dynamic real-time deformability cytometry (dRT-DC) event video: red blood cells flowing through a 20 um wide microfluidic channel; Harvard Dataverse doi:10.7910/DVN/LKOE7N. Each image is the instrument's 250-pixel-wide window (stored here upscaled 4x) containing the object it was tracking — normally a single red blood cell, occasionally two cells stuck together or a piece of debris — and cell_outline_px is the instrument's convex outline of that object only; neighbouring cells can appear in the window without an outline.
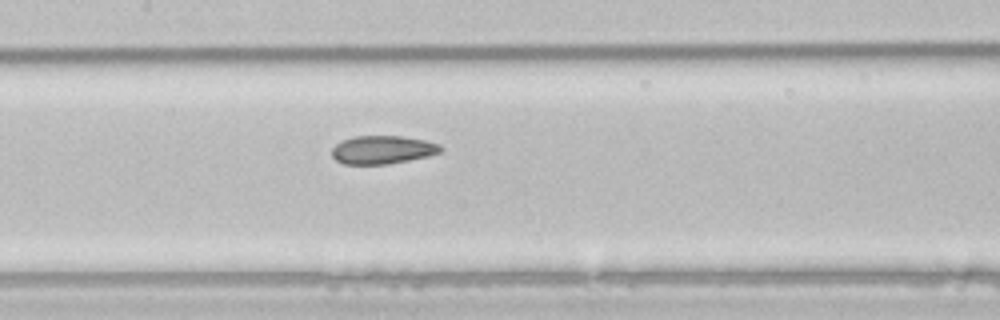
{"species": "common noctule bat (a hibernating species)", "species_latin": "Nyctalus noctula", "temperature_condition": "room temperature", "stored_images_in_passage": 8, "camera_frame_rate_fps": 3000, "um_per_image_px": 0.085, "animal": {"sex": "male", "body_mass_g": 21.5, "forearm_length_mm": 52.0}, "frame": {"image": 1, "passage_image": 7, "time_ms": 2.0, "image_size_px": [1000, 320], "cell_outline_px": [[444, 148], [440, 152], [428, 156], [388, 164], [344, 164], [336, 160], [332, 156], [332, 148], [340, 140], [356, 136], [400, 136], [424, 140], [440, 144]], "centroid_in_image_um": [32.51, 12.73], "position_along_channel_um": 174.9, "area_um2": 17.92}}